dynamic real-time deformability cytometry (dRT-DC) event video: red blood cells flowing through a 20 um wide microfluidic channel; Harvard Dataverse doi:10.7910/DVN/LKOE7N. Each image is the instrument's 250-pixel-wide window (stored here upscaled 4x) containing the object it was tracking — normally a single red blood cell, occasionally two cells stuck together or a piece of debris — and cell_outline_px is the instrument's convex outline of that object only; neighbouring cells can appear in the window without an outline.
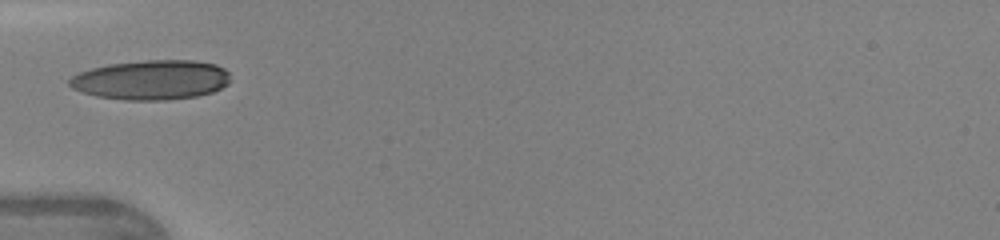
{"species": "human", "species_latin": "Homo sapiens", "temperature_condition": "warm", "stored_images_in_passage": 31, "camera_frame_rate_fps": 3000, "um_per_image_px": 0.085, "donor": {"sex": "female"}, "frame": {"image": 1, "passage_image": 1, "time_ms": 0.0, "image_size_px": [1000, 240], "cell_outline_px": [[228, 84], [212, 92], [196, 96], [168, 100], [124, 100], [96, 96], [72, 88], [68, 84], [68, 80], [72, 76], [80, 72], [92, 68], [108, 64], [144, 60], [196, 60], [216, 64], [224, 68], [228, 72]], "centroid_in_image_um": [12.85, 6.78], "position_along_channel_um": 72.1, "area_um2": 37.22}}
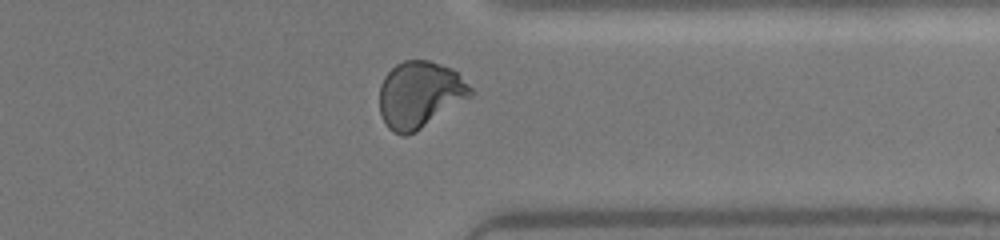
{"frame": {"image": 2, "passage_image": 22, "time_ms": 7.0, "image_size_px": [1000, 240], "cell_outline_px": [[472, 92], [468, 96], [416, 132], [404, 136], [392, 132], [388, 128], [380, 112], [380, 84], [384, 76], [396, 64], [404, 60], [428, 60], [452, 68], [472, 88]], "centroid_in_image_um": [35.62, 8.03], "position_along_channel_um": 375.8, "area_um2": 34.74}, "authors_computed_cell_mechanics": {"area_um2": 34.68, "velocity_mm_per_s": 4.3478, "shape_relaxation_time_tau1_ms": 3.7547, "shape_relaxation_time_tau2_ms": 0.6411, "deformation_change_tau1": 0.1791, "deformation_change_tau2": 0.0491}}